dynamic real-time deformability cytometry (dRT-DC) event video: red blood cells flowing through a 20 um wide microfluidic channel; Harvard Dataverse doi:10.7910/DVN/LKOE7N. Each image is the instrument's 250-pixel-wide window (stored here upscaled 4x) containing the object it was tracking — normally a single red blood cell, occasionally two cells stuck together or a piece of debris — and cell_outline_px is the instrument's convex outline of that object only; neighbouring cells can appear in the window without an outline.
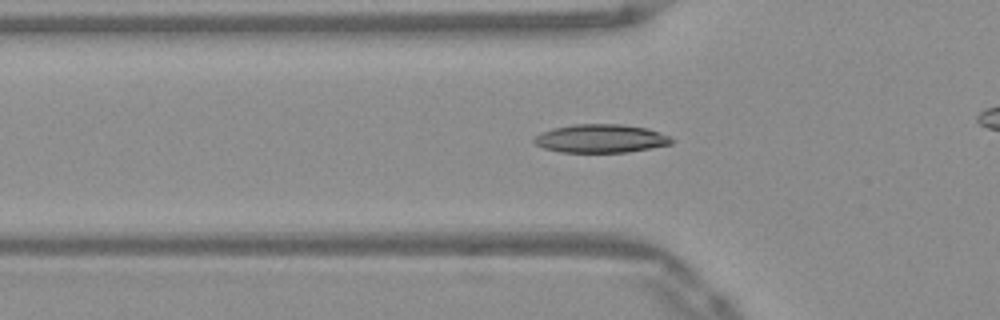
{"species": "Egyptian fruit bat (a non-hibernating species)", "species_latin": "Rousettus aegyptiacus", "temperature_condition": "warm", "stored_images_in_passage": 33, "camera_frame_rate_fps": 3000, "um_per_image_px": 0.085, "frame": {"image": 1, "passage_image": 6, "time_ms": 1.667, "image_size_px": [1000, 320], "cell_outline_px": [[672, 144], [628, 152], [560, 152], [544, 148], [536, 144], [532, 140], [540, 132], [552, 128], [576, 124], [624, 124], [648, 128], [668, 136], [672, 140]], "centroid_in_image_um": [51.04, 11.77], "position_along_channel_um": 74.8, "area_um2": 22.72}}
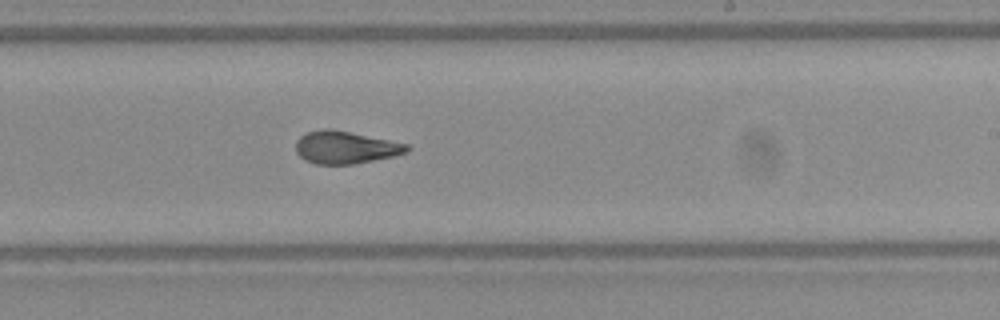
{"frame": {"image": 2, "passage_image": 20, "time_ms": 6.333, "image_size_px": [1000, 320], "cell_outline_px": [[412, 148], [408, 152], [392, 156], [352, 164], [316, 164], [304, 160], [296, 152], [296, 140], [300, 136], [308, 132], [324, 128], [328, 128], [408, 144]], "centroid_in_image_um": [29.34, 12.53], "position_along_channel_um": 259.7, "area_um2": 20.81}}
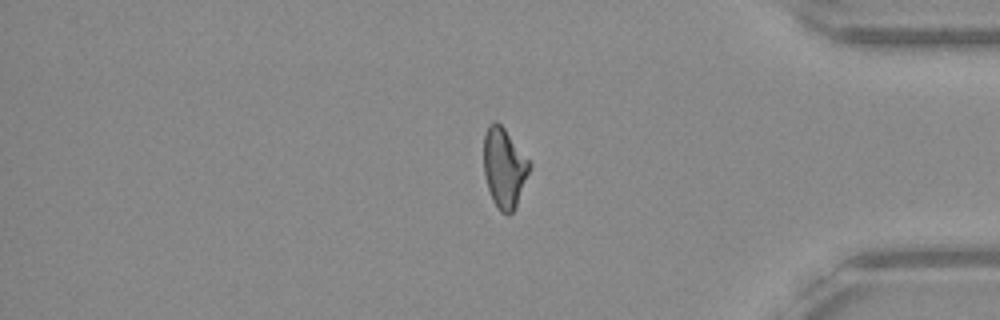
{"frame": {"image": 3, "passage_image": 32, "time_ms": 10.333, "image_size_px": [1000, 320], "cell_outline_px": [[532, 168], [516, 204], [512, 212], [508, 216], [500, 212], [492, 200], [484, 176], [484, 136], [488, 124], [496, 120], [504, 128], [532, 164]], "centroid_in_image_um": [42.86, 14.27], "position_along_channel_um": 392.3, "area_um2": 21.33}}